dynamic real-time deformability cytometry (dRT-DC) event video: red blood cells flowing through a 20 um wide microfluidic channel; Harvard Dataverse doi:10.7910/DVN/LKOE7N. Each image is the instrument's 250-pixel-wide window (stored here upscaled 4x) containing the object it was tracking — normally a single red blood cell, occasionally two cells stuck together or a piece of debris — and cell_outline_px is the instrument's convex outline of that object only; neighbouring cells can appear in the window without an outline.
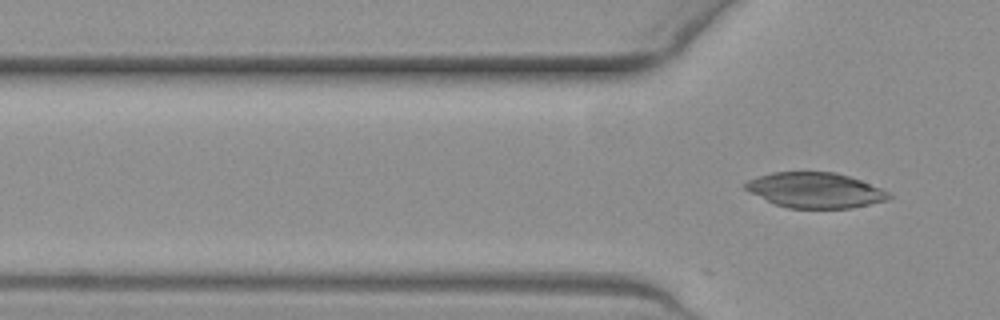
{"species": "common noctule bat (a hibernating species)", "species_latin": "Nyctalus noctula", "temperature_condition": "warm", "stored_images_in_passage": 6, "camera_frame_rate_fps": 3000, "um_per_image_px": 0.085, "animal": {"sex": "female", "body_mass_g": 19.3, "forearm_length_mm": 54.1}, "frame": {"image": 1, "passage_image": 6, "time_ms": 1.667, "image_size_px": [1000, 320], "cell_outline_px": [[892, 196], [888, 200], [848, 208], [788, 208], [776, 204], [744, 188], [744, 184], [748, 180], [772, 172], [836, 172], [860, 180], [892, 192]], "centroid_in_image_um": [69.34, 16.16], "position_along_channel_um": 56.5, "area_um2": 29.19}}